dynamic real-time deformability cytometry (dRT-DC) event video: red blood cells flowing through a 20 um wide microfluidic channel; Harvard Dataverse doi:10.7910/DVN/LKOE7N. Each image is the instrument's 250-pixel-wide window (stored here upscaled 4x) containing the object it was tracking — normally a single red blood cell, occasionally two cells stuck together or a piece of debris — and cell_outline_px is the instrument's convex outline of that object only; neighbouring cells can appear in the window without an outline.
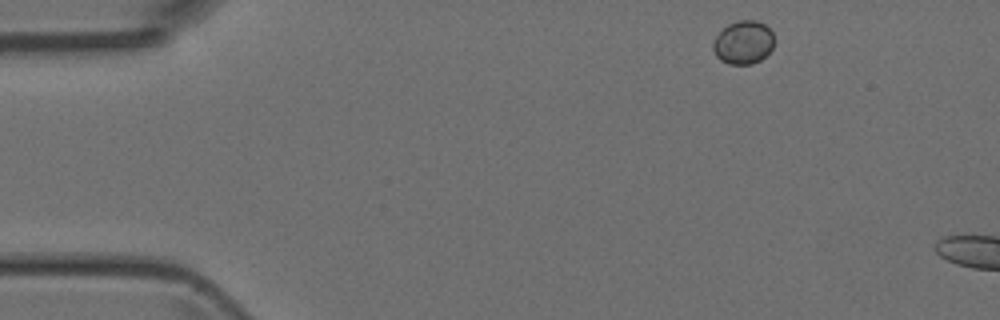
{"species": "Egyptian fruit bat (a non-hibernating species)", "species_latin": "Rousettus aegyptiacus", "temperature_condition": "room temperature", "stored_images_in_passage": 2, "camera_frame_rate_fps": 3000, "um_per_image_px": 0.085, "animal": {"sex": "female"}, "frame": {"image": 1, "passage_image": 1, "time_ms": 0.0, "image_size_px": [1000, 320], "cell_outline_px": [[772, 48], [760, 60], [752, 64], [728, 64], [720, 60], [716, 56], [712, 48], [712, 44], [716, 36], [728, 24], [740, 20], [756, 20], [764, 24], [772, 32]], "centroid_in_image_um": [63.15, 3.61], "position_along_channel_um": 21.8, "area_um2": 15.26}}